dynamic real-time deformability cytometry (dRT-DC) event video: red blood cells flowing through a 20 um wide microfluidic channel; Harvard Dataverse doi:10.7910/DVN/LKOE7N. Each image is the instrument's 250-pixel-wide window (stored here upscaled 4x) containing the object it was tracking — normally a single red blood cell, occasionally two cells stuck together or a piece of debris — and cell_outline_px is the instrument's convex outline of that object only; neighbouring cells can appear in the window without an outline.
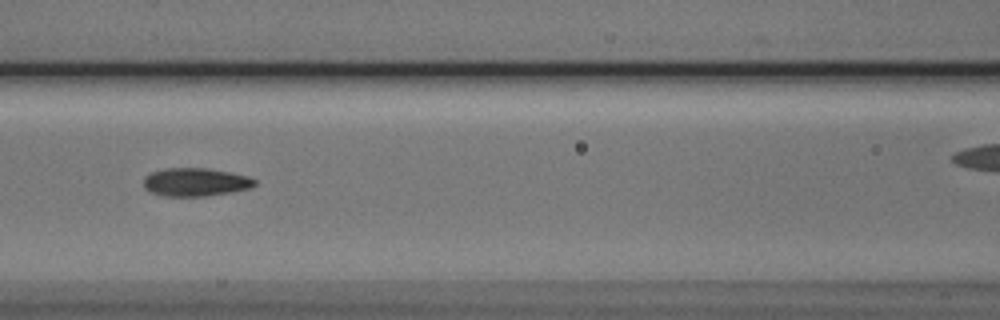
{"species": "Egyptian fruit bat (a non-hibernating species)", "species_latin": "Rousettus aegyptiacus", "temperature_condition": "cold", "stored_images_in_passage": 11, "camera_frame_rate_fps": 3000, "um_per_image_px": 0.085, "animal": {"sex": "male"}, "frame": {"image": 1, "passage_image": 6, "time_ms": 6.667, "image_size_px": [1000, 320], "cell_outline_px": [[256, 184], [252, 188], [204, 196], [164, 196], [152, 192], [144, 188], [144, 176], [152, 172], [168, 168], [204, 168], [228, 172], [248, 176], [256, 180]], "centroid_in_image_um": [16.61, 15.48], "position_along_channel_um": 150.0, "area_um2": 18.09}}
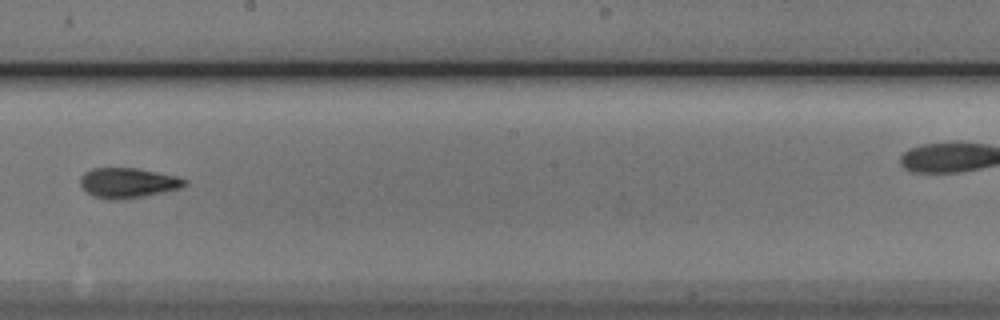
{"frame": {"image": 2, "passage_image": 8, "time_ms": 9.0, "image_size_px": [1000, 320], "cell_outline_px": [[188, 184], [180, 188], [144, 196], [124, 200], [108, 200], [92, 196], [80, 184], [80, 176], [84, 172], [92, 168], [136, 168], [180, 176], [188, 180]], "centroid_in_image_um": [10.89, 15.54], "position_along_channel_um": 237.3, "area_um2": 18.55}}
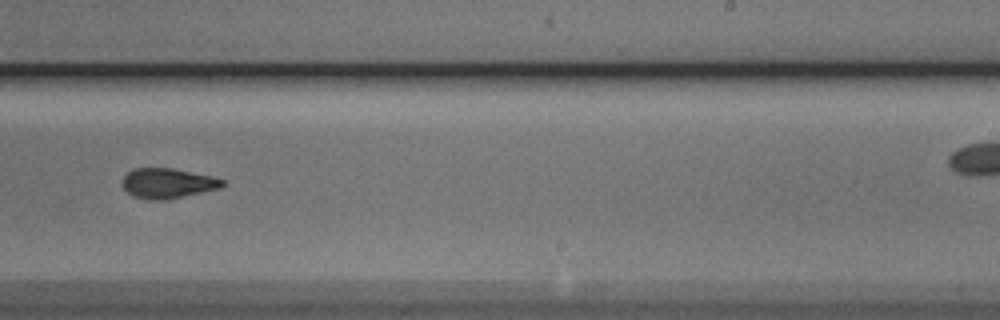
{"frame": {"image": 3, "passage_image": 9, "time_ms": 10.0, "image_size_px": [1000, 320], "cell_outline_px": [[228, 184], [220, 188], [164, 200], [148, 200], [132, 196], [124, 188], [124, 176], [128, 172], [136, 168], [172, 168], [212, 176], [224, 180]], "centroid_in_image_um": [14.28, 15.58], "position_along_channel_um": 274.7, "area_um2": 17.4}}